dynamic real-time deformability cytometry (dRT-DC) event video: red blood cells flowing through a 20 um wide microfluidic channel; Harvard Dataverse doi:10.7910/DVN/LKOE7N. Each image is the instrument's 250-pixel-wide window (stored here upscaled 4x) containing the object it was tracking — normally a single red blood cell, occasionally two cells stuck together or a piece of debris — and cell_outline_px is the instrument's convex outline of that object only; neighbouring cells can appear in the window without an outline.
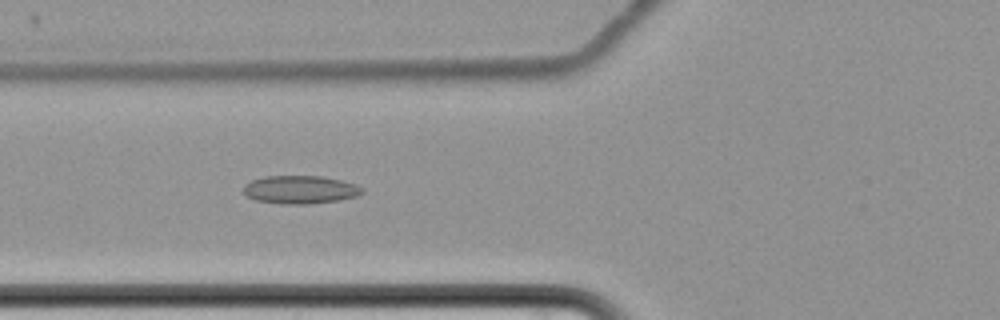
{"species": "common noctule bat (a hibernating species)", "species_latin": "Nyctalus noctula", "temperature_condition": "cold", "stored_images_in_passage": 7, "camera_frame_rate_fps": 3000, "um_per_image_px": 0.085, "animal": {"sex": "female", "body_mass_g": 22.7, "forearm_length_mm": 54.2}, "frame": {"image": 1, "passage_image": 7, "time_ms": 8.333, "image_size_px": [1000, 320], "cell_outline_px": [[364, 192], [356, 196], [340, 200], [308, 204], [280, 204], [256, 200], [248, 196], [244, 192], [244, 184], [252, 180], [264, 176], [320, 176], [340, 180], [356, 184], [364, 188]], "centroid_in_image_um": [25.53, 16.12], "position_along_channel_um": 100.3, "area_um2": 19.48}}